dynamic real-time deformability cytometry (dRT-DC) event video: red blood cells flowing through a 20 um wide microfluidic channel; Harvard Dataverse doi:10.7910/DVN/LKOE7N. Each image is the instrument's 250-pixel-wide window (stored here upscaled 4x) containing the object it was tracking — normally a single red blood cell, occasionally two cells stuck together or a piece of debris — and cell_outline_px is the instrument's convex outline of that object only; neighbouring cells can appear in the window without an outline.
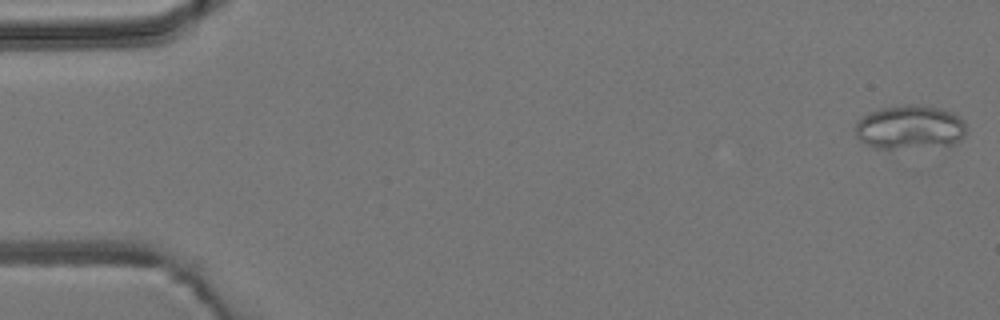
{"species": "common noctule bat (a hibernating species)", "species_latin": "Nyctalus noctula", "temperature_condition": "room temperature", "stored_images_in_passage": 5, "segment_of_instrument_passage": [1, 2], "camera_frame_rate_fps": 3000, "um_per_image_px": 0.085, "animal": {"sex": "male", "body_mass_g": 19.2, "forearm_length_mm": 51.8}, "frame": {"image": 1, "passage_image": 1, "time_ms": 0.0, "image_size_px": [1000, 320], "cell_outline_px": [[964, 136], [960, 140], [952, 144], [888, 152], [876, 148], [860, 140], [856, 136], [856, 120], [868, 112], [880, 108], [904, 104], [912, 104], [936, 108], [952, 112], [964, 120]], "centroid_in_image_um": [77.28, 10.86], "position_along_channel_um": 7.7, "area_um2": 29.13}}
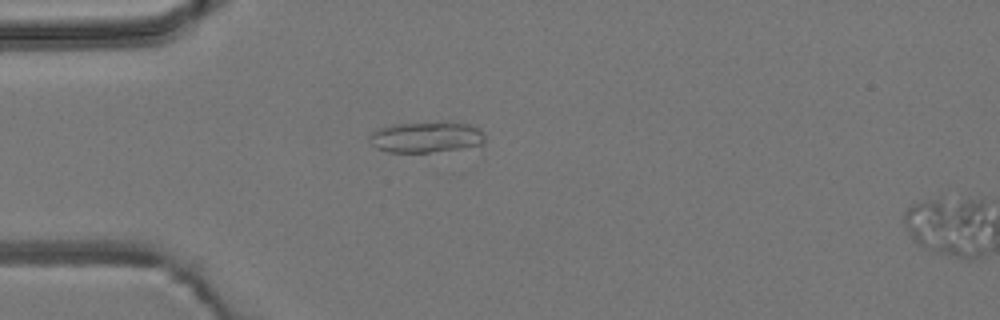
{"frame": {"image": 2, "passage_image": 4, "time_ms": 4.333, "image_size_px": [1000, 320], "cell_outline_px": [[484, 144], [460, 148], [428, 152], [388, 152], [376, 148], [368, 140], [368, 136], [372, 132], [380, 128], [392, 124], [448, 120], [468, 124], [480, 128], [484, 132]], "centroid_in_image_um": [36.24, 11.62], "position_along_channel_um": 48.8, "area_um2": 21.27}}